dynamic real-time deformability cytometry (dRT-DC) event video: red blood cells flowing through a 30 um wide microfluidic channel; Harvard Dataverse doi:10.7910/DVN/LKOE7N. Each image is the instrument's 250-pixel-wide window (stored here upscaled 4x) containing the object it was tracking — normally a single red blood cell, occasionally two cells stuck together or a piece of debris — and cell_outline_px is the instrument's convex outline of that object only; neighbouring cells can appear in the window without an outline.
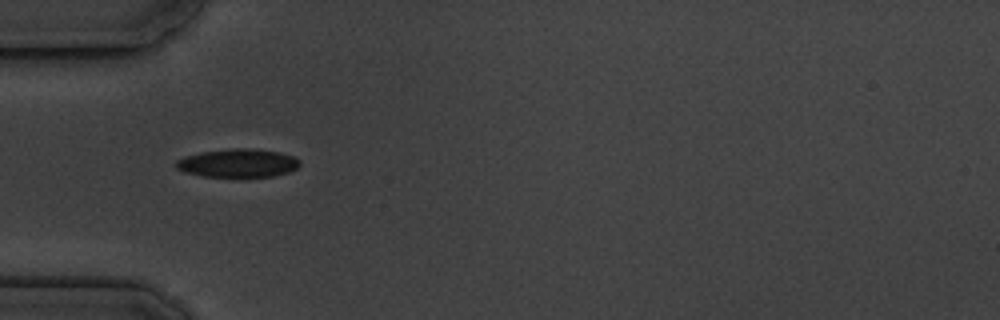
{"species": "common noctule bat (a hibernating species)", "species_latin": "Nyctalus noctula", "temperature_condition": "cold", "stored_images_in_passage": 4, "camera_frame_rate_fps": 3000, "um_per_image_px": 0.085, "animal": {"sex": "male", "body_mass_g": 19.5, "forearm_length_mm": 54.6}, "frame": {"image": 1, "passage_image": 1, "time_ms": 0.0, "image_size_px": [1000, 320], "cell_outline_px": [[300, 164], [296, 168], [288, 172], [272, 176], [204, 176], [184, 172], [176, 168], [176, 160], [184, 156], [200, 152], [232, 148], [248, 148], [280, 152], [292, 156], [300, 160]], "centroid_in_image_um": [20.2, 13.85], "position_along_channel_um": 64.8, "area_um2": 20.29}}
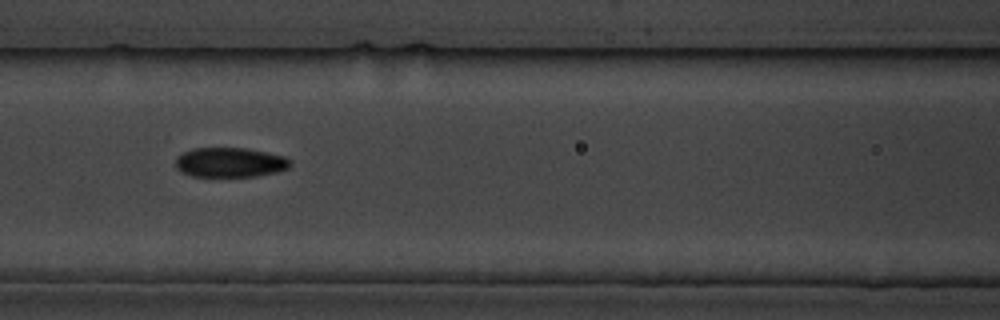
{"frame": {"image": 2, "passage_image": 3, "time_ms": 2.333, "image_size_px": [1000, 320], "cell_outline_px": [[292, 164], [288, 168], [276, 172], [256, 176], [192, 176], [180, 172], [176, 168], [176, 156], [192, 148], [244, 148], [268, 152], [284, 156], [292, 160]], "centroid_in_image_um": [19.55, 13.8], "position_along_channel_um": 147.0, "area_um2": 19.94}}
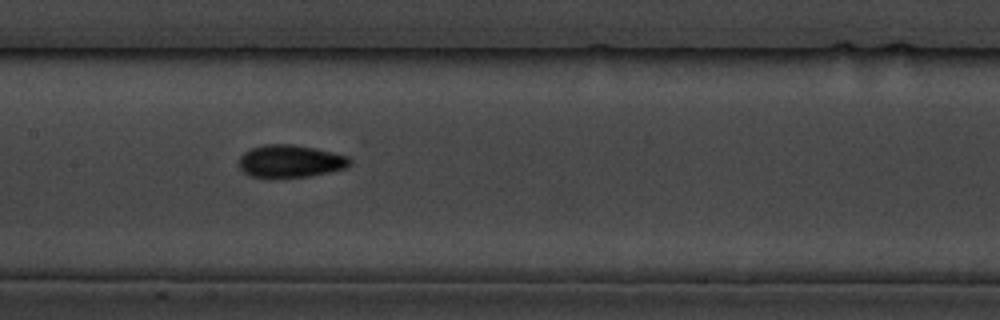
{"frame": {"image": 3, "passage_image": 4, "time_ms": 3.333, "image_size_px": [1000, 320], "cell_outline_px": [[352, 164], [348, 168], [308, 176], [272, 180], [252, 176], [244, 172], [236, 164], [240, 156], [248, 148], [264, 144], [292, 144], [316, 148], [348, 156], [352, 160]], "centroid_in_image_um": [24.64, 13.72], "position_along_channel_um": 182.8, "area_um2": 21.85}}